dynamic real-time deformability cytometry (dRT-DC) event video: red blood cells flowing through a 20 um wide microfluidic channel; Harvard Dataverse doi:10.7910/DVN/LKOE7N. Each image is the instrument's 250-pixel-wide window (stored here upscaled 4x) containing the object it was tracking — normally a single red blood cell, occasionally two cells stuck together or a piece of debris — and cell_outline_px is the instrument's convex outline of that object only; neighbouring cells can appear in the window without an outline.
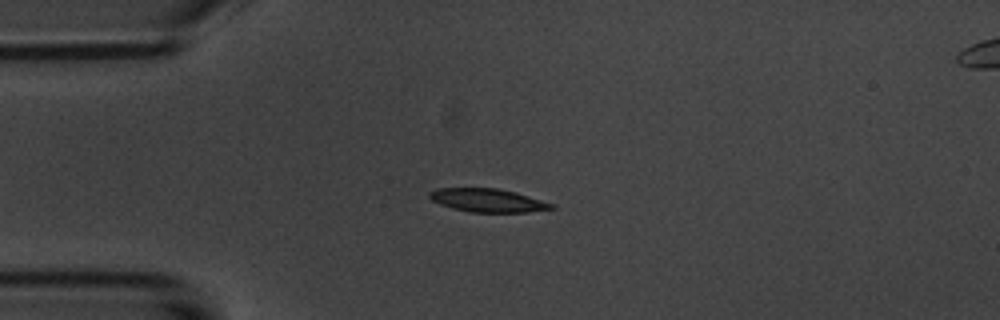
{"species": "common noctule bat (a hibernating species)", "species_latin": "Nyctalus noctula", "temperature_condition": "room temperature", "stored_images_in_passage": 11, "camera_frame_rate_fps": 3000, "um_per_image_px": 0.085, "animal": {"sex": "male", "body_mass_g": 20.1, "forearm_length_mm": 53.5}, "frame": {"image": 1, "passage_image": 4, "time_ms": 4.333, "image_size_px": [1000, 320], "cell_outline_px": [[556, 208], [528, 212], [468, 212], [452, 208], [440, 204], [432, 200], [428, 196], [428, 192], [436, 188], [496, 188], [516, 192], [556, 204]], "centroid_in_image_um": [41.47, 17.03], "position_along_channel_um": 43.5, "area_um2": 16.76}}
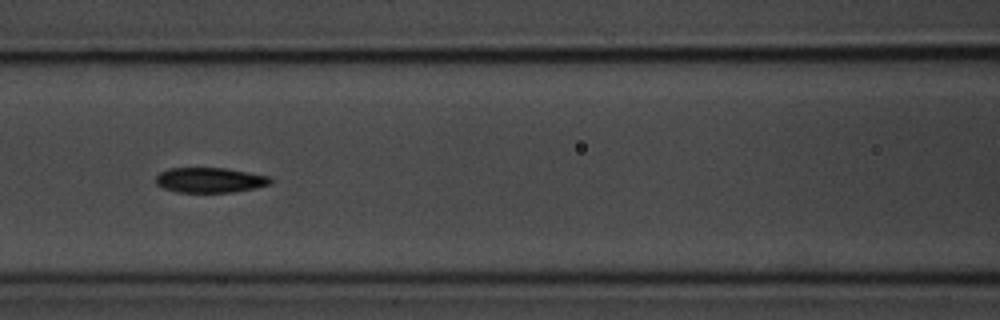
{"frame": {"image": 2, "passage_image": 7, "time_ms": 7.667, "image_size_px": [1000, 320], "cell_outline_px": [[272, 180], [268, 184], [252, 188], [232, 192], [176, 192], [164, 188], [156, 184], [156, 176], [160, 172], [168, 168], [228, 168], [268, 176]], "centroid_in_image_um": [17.79, 15.3], "position_along_channel_um": 148.8, "area_um2": 16.59}}
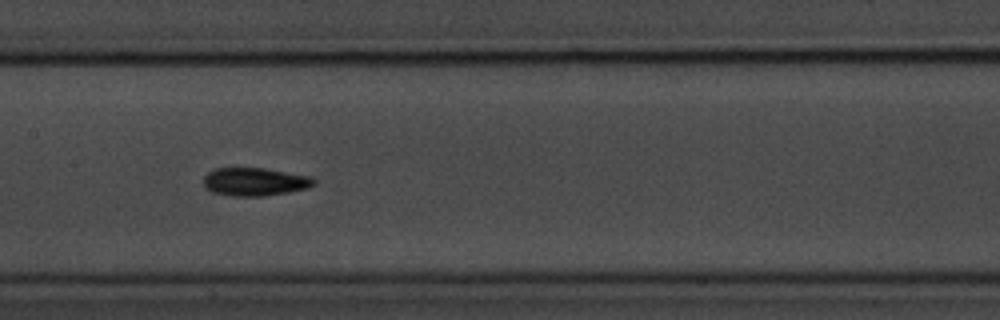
{"frame": {"image": 3, "passage_image": 8, "time_ms": 8.667, "image_size_px": [1000, 320], "cell_outline_px": [[316, 184], [308, 188], [288, 192], [264, 196], [232, 196], [212, 192], [204, 184], [204, 176], [208, 172], [216, 168], [264, 168], [312, 176], [316, 180]], "centroid_in_image_um": [21.7, 15.44], "position_along_channel_um": 185.7, "area_um2": 18.15}}